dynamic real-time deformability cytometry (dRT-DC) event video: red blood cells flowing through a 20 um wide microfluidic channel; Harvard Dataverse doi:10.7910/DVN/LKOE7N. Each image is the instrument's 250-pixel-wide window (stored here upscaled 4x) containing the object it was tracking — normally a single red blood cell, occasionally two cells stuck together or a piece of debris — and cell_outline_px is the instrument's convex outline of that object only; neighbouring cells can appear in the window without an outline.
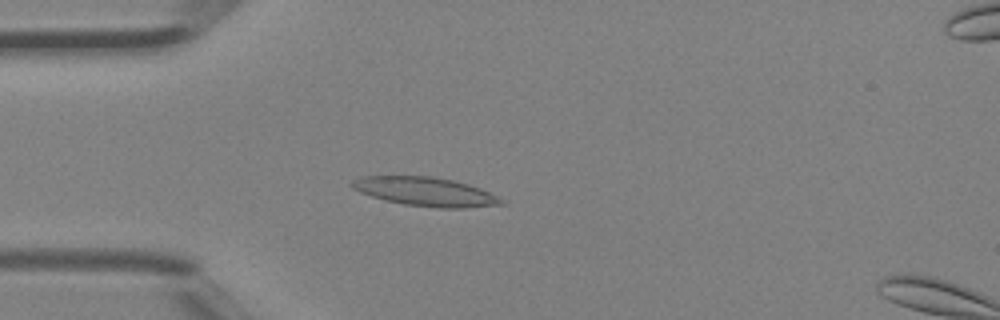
{"species": "Egyptian fruit bat (a non-hibernating species)", "species_latin": "Rousettus aegyptiacus", "temperature_condition": "room temperature", "stored_images_in_passage": 45, "camera_frame_rate_fps": 3000, "um_per_image_px": 0.085, "animal": {"sex": "female"}, "frame": {"image": 1, "passage_image": 12, "time_ms": 3.667, "image_size_px": [1000, 320], "cell_outline_px": [[504, 204], [464, 208], [440, 208], [404, 204], [384, 200], [360, 192], [352, 188], [348, 184], [352, 180], [360, 176], [432, 176], [452, 180], [468, 184], [480, 188], [504, 200]], "centroid_in_image_um": [36.12, 16.28], "position_along_channel_um": 48.9, "area_um2": 25.09}}
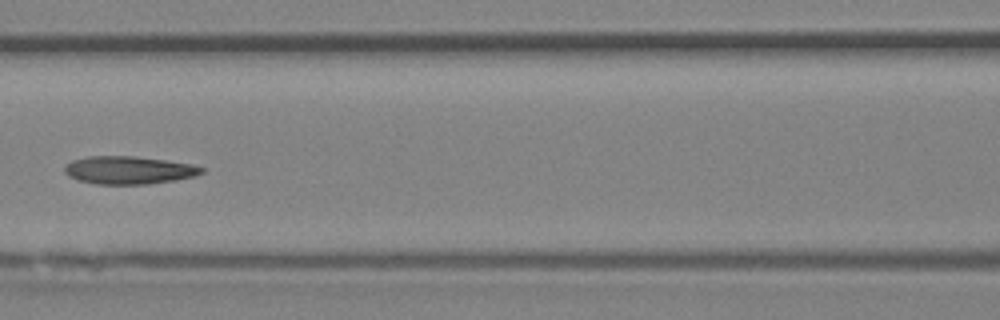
{"frame": {"image": 2, "passage_image": 20, "time_ms": 6.333, "image_size_px": [1000, 320], "cell_outline_px": [[204, 172], [196, 176], [176, 180], [148, 184], [96, 184], [80, 180], [68, 176], [64, 172], [64, 164], [72, 160], [88, 156], [136, 156], [192, 164], [204, 168]], "centroid_in_image_um": [10.94, 14.46], "position_along_channel_um": 155.7, "area_um2": 22.37}}
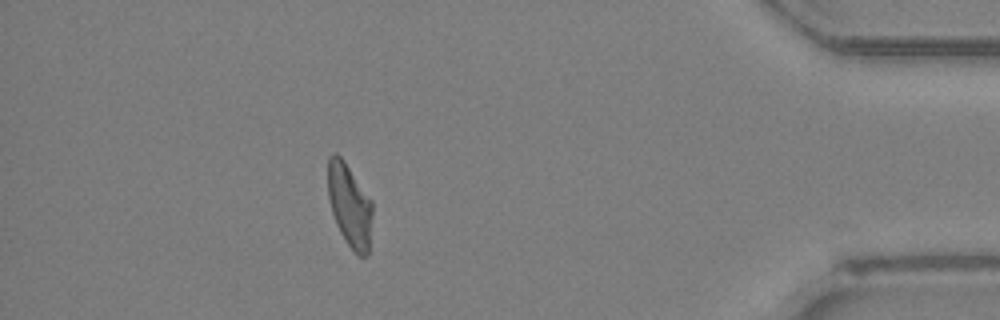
{"frame": {"image": 3, "passage_image": 40, "time_ms": 13.0, "image_size_px": [1000, 320], "cell_outline_px": [[372, 216], [368, 256], [360, 256], [348, 244], [340, 232], [336, 224], [332, 212], [328, 196], [328, 156], [332, 152], [336, 152], [344, 160], [372, 200]], "centroid_in_image_um": [29.71, 17.41], "position_along_channel_um": 405.5, "area_um2": 21.56}, "authors_computed_cell_mechanics": {"area_um2": 22.4842, "velocity_mm_per_s": 4.4816, "shape_relaxation_time_tau1_ms": 4.3684, "shape_relaxation_time_tau2_ms": 2.3519, "deformation_change_tau1": 0.1603, "deformation_change_tau2": 0.1047}}